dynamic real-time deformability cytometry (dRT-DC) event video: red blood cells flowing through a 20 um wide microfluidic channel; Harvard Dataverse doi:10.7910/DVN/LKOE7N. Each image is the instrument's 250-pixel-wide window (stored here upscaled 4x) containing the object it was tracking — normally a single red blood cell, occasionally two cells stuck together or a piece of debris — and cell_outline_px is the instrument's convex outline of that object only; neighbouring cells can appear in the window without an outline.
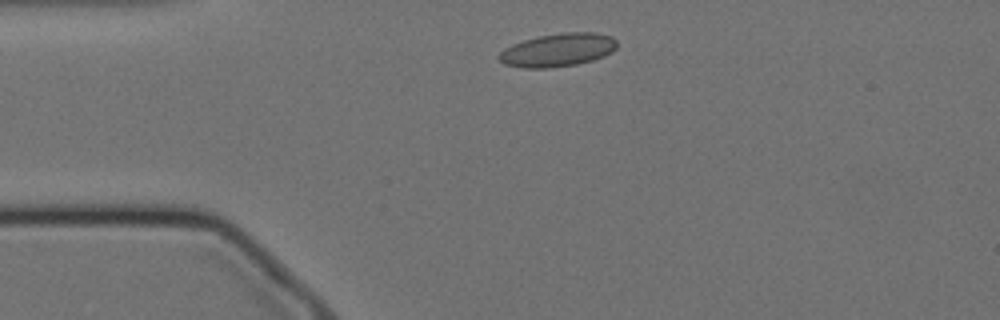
{"species": "Egyptian fruit bat (a non-hibernating species)", "species_latin": "Rousettus aegyptiacus", "temperature_condition": "cold", "stored_images_in_passage": 34, "camera_frame_rate_fps": 3000, "um_per_image_px": 0.085, "animal": {"sex": "female"}, "frame": {"image": 1, "passage_image": 1, "time_ms": 0.0, "image_size_px": [1000, 320], "cell_outline_px": [[616, 48], [612, 52], [604, 56], [592, 60], [576, 64], [548, 68], [524, 68], [504, 64], [496, 56], [504, 48], [512, 44], [536, 36], [560, 32], [592, 32], [612, 36], [616, 40]], "centroid_in_image_um": [47.4, 4.24], "position_along_channel_um": 37.6, "area_um2": 23.0}}
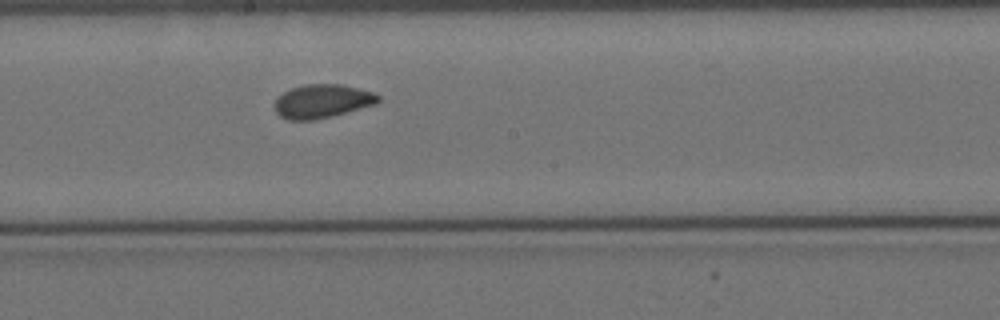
{"frame": {"image": 2, "passage_image": 19, "time_ms": 6.0, "image_size_px": [1000, 320], "cell_outline_px": [[380, 100], [376, 104], [332, 116], [316, 120], [288, 120], [280, 116], [276, 112], [272, 104], [276, 96], [292, 88], [304, 84], [340, 84], [372, 92], [380, 96]], "centroid_in_image_um": [27.33, 8.61], "position_along_channel_um": 220.9, "area_um2": 20.46}}
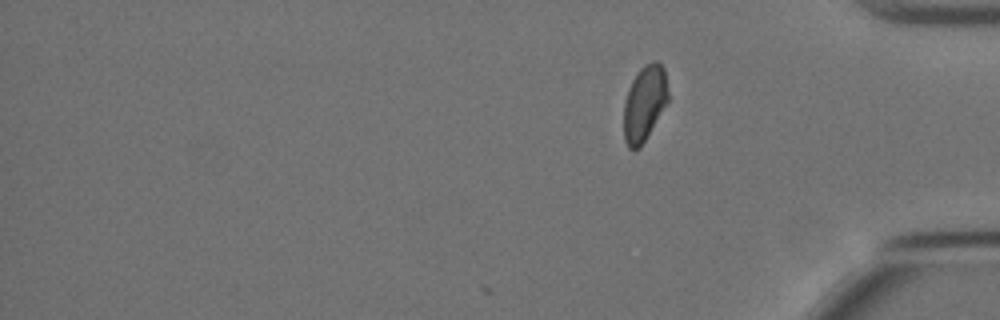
{"frame": {"image": 3, "passage_image": 34, "time_ms": 11.0, "image_size_px": [1000, 320], "cell_outline_px": [[668, 100], [640, 148], [632, 152], [628, 148], [624, 140], [624, 104], [628, 88], [632, 80], [640, 68], [644, 64], [656, 60], [664, 68], [668, 92]], "centroid_in_image_um": [54.75, 8.79], "position_along_channel_um": 380.4, "area_um2": 19.48}, "authors_computed_cell_mechanics": {"area_um2": 20.4323, "velocity_mm_per_s": 3.4557, "shape_relaxation_time_tau1_ms": null, "shape_relaxation_time_tau2_ms": 1.7419, "deformation_change_tau1": null, "deformation_change_tau2": 0.0638}}